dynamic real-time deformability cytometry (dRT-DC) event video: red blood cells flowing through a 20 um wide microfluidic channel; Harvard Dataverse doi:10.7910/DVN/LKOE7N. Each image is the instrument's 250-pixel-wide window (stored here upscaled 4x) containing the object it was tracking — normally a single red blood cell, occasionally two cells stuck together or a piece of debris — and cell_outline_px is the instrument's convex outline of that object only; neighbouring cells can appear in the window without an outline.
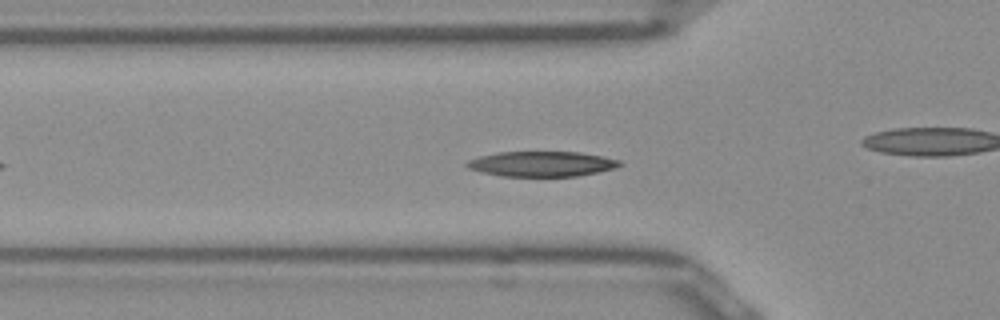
{"species": "Egyptian fruit bat (a non-hibernating species)", "species_latin": "Rousettus aegyptiacus", "temperature_condition": "room temperature", "stored_images_in_passage": 43, "camera_frame_rate_fps": 3000, "um_per_image_px": 0.085, "frame": {"image": 1, "passage_image": 8, "time_ms": 2.333, "image_size_px": [1000, 320], "cell_outline_px": [[624, 164], [616, 168], [576, 176], [500, 176], [480, 172], [468, 168], [464, 164], [468, 160], [480, 156], [500, 152], [580, 152], [604, 156], [620, 160]], "centroid_in_image_um": [46.06, 13.93], "position_along_channel_um": 79.7, "area_um2": 22.48}}
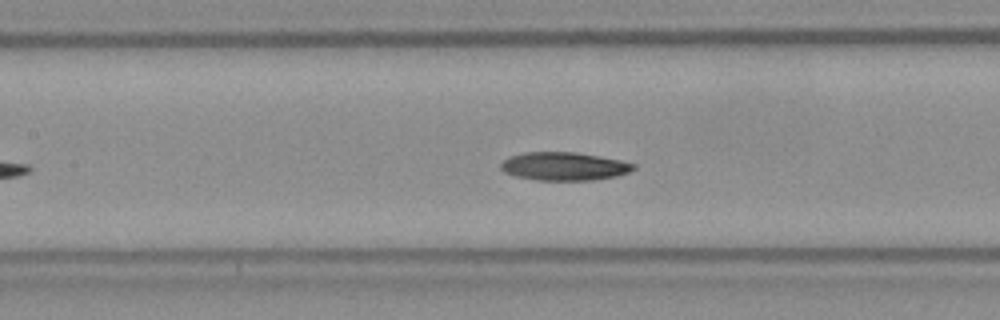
{"frame": {"image": 2, "passage_image": 14, "time_ms": 4.333, "image_size_px": [1000, 320], "cell_outline_px": [[636, 168], [628, 172], [616, 176], [592, 180], [536, 180], [516, 176], [504, 172], [500, 168], [500, 164], [504, 160], [512, 156], [524, 152], [576, 152], [600, 156], [620, 160], [636, 164]], "centroid_in_image_um": [47.96, 14.13], "position_along_channel_um": 159.4, "area_um2": 21.79}}
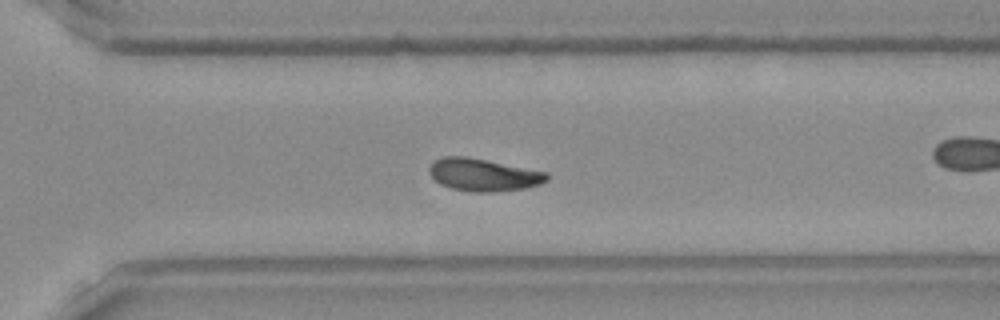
{"frame": {"image": 3, "passage_image": 27, "time_ms": 8.667, "image_size_px": [1000, 320], "cell_outline_px": [[548, 180], [540, 184], [524, 188], [492, 192], [472, 192], [452, 188], [440, 184], [428, 172], [428, 168], [436, 160], [444, 156], [464, 156], [548, 172]], "centroid_in_image_um": [41.09, 14.86], "position_along_channel_um": 329.5, "area_um2": 22.02}, "authors_computed_cell_mechanics": {"area_um2": 22.0218, "velocity_mm_per_s": 3.9406, "shape_relaxation_time_tau1_ms": 4.3688, "shape_relaxation_time_tau2_ms": null, "deformation_change_tau1": 0.1557, "deformation_change_tau2": null}}